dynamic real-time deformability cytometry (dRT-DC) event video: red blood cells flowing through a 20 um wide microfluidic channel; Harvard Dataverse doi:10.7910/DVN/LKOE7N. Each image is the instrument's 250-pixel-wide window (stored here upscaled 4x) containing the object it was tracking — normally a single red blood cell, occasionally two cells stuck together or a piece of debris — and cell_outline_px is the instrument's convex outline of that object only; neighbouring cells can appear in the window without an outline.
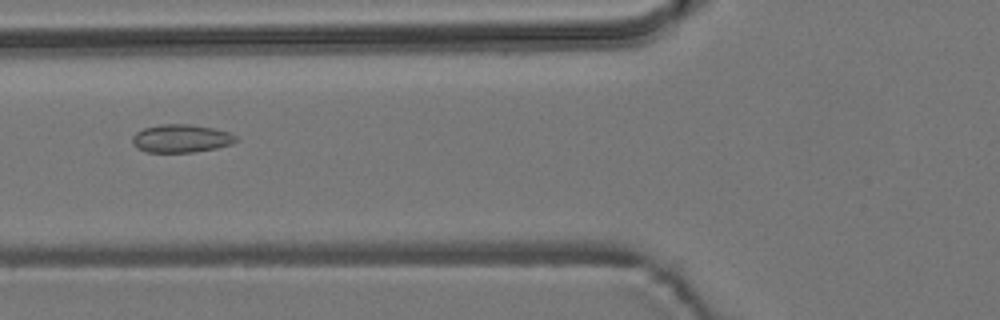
{"species": "common noctule bat (a hibernating species)", "species_latin": "Nyctalus noctula", "temperature_condition": "room temperature", "stored_images_in_passage": 7, "camera_frame_rate_fps": 3000, "um_per_image_px": 0.085, "animal": {"sex": "male", "body_mass_g": 19.2, "forearm_length_mm": 51.8}, "frame": {"image": 1, "passage_image": 4, "time_ms": 3.667, "image_size_px": [1000, 320], "cell_outline_px": [[236, 140], [232, 144], [216, 148], [192, 152], [144, 152], [136, 148], [132, 144], [132, 136], [136, 132], [144, 128], [160, 124], [188, 124], [212, 128], [228, 132], [236, 136]], "centroid_in_image_um": [15.34, 11.77], "position_along_channel_um": 110.5, "area_um2": 16.94}}
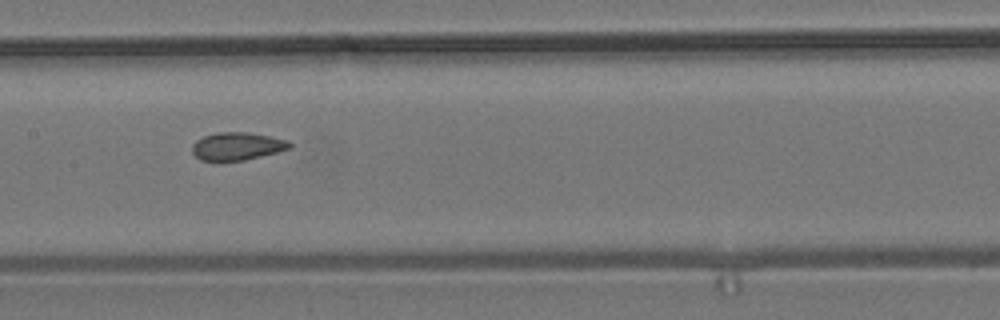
{"frame": {"image": 2, "passage_image": 6, "time_ms": 5.667, "image_size_px": [1000, 320], "cell_outline_px": [[292, 148], [244, 160], [200, 160], [192, 152], [192, 144], [196, 140], [204, 136], [220, 132], [248, 132], [288, 140], [292, 144]], "centroid_in_image_um": [20.16, 12.42], "position_along_channel_um": 187.2, "area_um2": 15.61}}
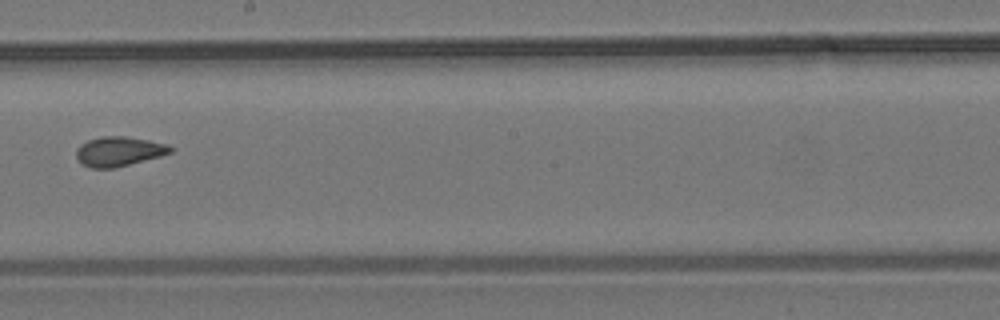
{"frame": {"image": 3, "passage_image": 7, "time_ms": 7.0, "image_size_px": [1000, 320], "cell_outline_px": [[176, 148], [172, 152], [160, 156], [116, 168], [88, 168], [80, 164], [76, 156], [76, 148], [80, 144], [88, 140], [104, 136], [124, 136], [148, 140], [168, 144]], "centroid_in_image_um": [10.1, 12.88], "position_along_channel_um": 238.1, "area_um2": 16.47}}